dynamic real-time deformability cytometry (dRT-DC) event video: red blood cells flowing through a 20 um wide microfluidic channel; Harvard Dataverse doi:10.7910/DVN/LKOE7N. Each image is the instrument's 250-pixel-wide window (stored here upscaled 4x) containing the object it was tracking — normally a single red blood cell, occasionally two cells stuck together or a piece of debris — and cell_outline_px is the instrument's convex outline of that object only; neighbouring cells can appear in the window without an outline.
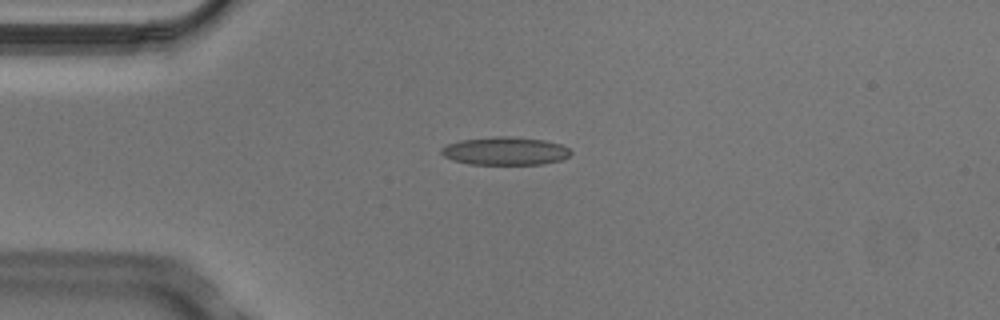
{"species": "Egyptian fruit bat (a non-hibernating species)", "species_latin": "Rousettus aegyptiacus", "temperature_condition": "cold", "stored_images_in_passage": 5, "camera_frame_rate_fps": 3000, "um_per_image_px": 0.085, "animal": {"sex": "male"}, "frame": {"image": 1, "passage_image": 4, "time_ms": 1.0, "image_size_px": [1000, 320], "cell_outline_px": [[572, 152], [568, 156], [560, 160], [544, 164], [468, 164], [452, 160], [444, 156], [440, 152], [440, 148], [448, 144], [460, 140], [492, 136], [508, 136], [544, 140], [560, 144], [568, 148]], "centroid_in_image_um": [42.91, 12.83], "position_along_channel_um": 42.1, "area_um2": 21.21}}